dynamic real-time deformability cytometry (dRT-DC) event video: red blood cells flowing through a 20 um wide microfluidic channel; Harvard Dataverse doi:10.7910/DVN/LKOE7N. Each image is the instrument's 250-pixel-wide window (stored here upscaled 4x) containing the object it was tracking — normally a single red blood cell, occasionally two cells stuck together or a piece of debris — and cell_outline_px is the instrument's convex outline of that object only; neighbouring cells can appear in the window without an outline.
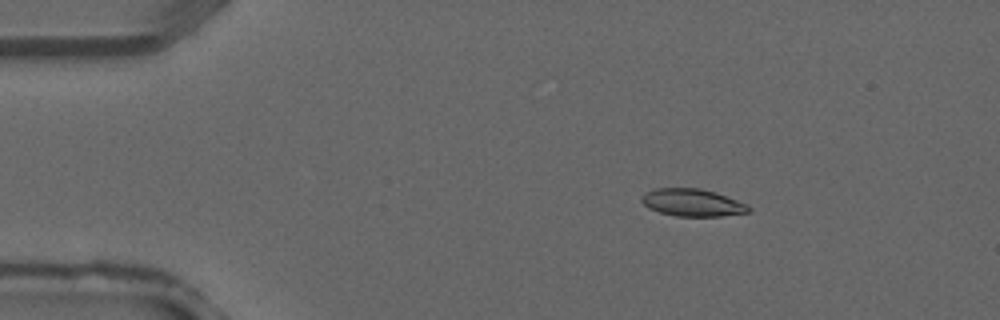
{"species": "common noctule bat (a hibernating species)", "species_latin": "Nyctalus noctula", "temperature_condition": "warm", "stored_images_in_passage": 2, "camera_frame_rate_fps": 3000, "um_per_image_px": 0.085, "animal": {"sex": "male", "forearm_length_mm": 52.5}, "frame": {"image": 1, "passage_image": 1, "time_ms": 0.0, "image_size_px": [1000, 320], "cell_outline_px": [[752, 212], [720, 216], [676, 216], [660, 212], [648, 208], [640, 200], [640, 196], [644, 192], [652, 188], [700, 188], [716, 192], [748, 204], [752, 208]], "centroid_in_image_um": [58.86, 17.21], "position_along_channel_um": 26.1, "area_um2": 17.4}}